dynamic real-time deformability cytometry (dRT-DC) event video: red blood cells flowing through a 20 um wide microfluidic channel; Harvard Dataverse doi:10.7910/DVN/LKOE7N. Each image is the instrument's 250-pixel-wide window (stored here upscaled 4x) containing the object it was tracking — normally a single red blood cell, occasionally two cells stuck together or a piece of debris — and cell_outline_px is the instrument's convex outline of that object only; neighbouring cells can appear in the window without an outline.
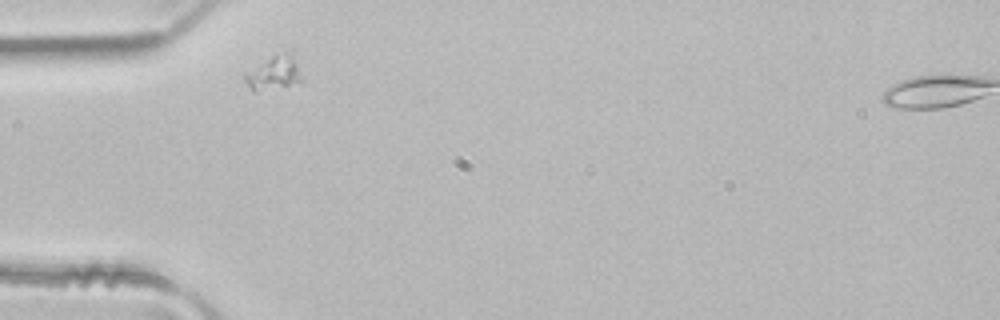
{"species": "common noctule bat (a hibernating species)", "species_latin": "Nyctalus noctula", "temperature_condition": "room temperature", "stored_images_in_passage": 2, "camera_frame_rate_fps": 3000, "um_per_image_px": 0.085, "animal": {"sex": "male", "body_mass_g": 21.5, "forearm_length_mm": 52.0}, "frame": {"image": 1, "passage_image": 1, "time_ms": 0.0, "image_size_px": [1000, 320], "cell_outline_px": [[304, 80], [256, 92], [252, 92], [244, 80], [244, 72], [272, 56], [288, 52], [292, 52]], "centroid_in_image_um": [23.25, 6.2], "position_along_channel_um": 61.8, "area_um2": 11.04}}